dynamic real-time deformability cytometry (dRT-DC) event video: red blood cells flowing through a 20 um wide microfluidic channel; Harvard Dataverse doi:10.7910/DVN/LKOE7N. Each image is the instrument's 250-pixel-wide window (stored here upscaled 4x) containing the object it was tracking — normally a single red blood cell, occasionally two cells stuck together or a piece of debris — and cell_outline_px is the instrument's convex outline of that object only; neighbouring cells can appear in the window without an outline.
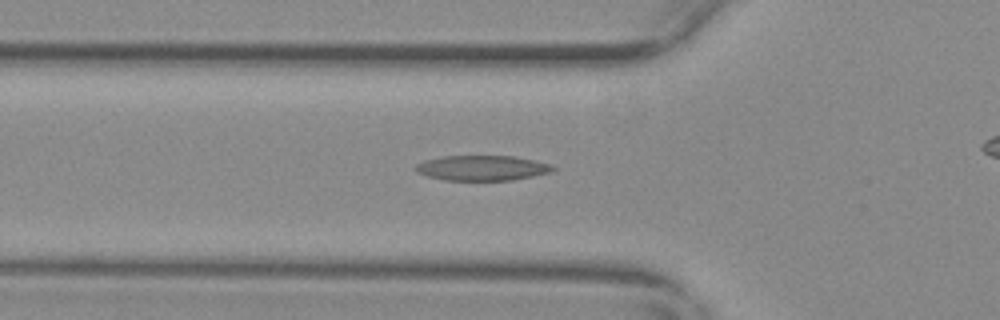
{"species": "common noctule bat (a hibernating species)", "species_latin": "Nyctalus noctula", "temperature_condition": "warm", "stored_images_in_passage": 39, "camera_frame_rate_fps": 3000, "um_per_image_px": 0.085, "animal": {"sex": "female", "body_mass_g": 29.2, "forearm_length_mm": 56.3}, "frame": {"image": 1, "passage_image": 10, "time_ms": 3.0, "image_size_px": [1000, 320], "cell_outline_px": [[556, 168], [552, 172], [512, 180], [444, 180], [428, 176], [416, 172], [412, 168], [416, 164], [424, 160], [444, 156], [512, 156], [552, 164]], "centroid_in_image_um": [40.95, 14.28], "position_along_channel_um": 84.8, "area_um2": 20.11}}
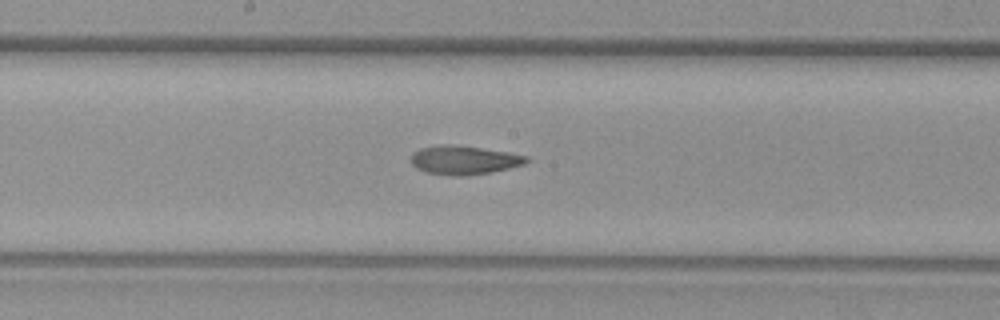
{"frame": {"image": 2, "passage_image": 20, "time_ms": 6.333, "image_size_px": [1000, 320], "cell_outline_px": [[532, 160], [524, 164], [508, 168], [468, 176], [452, 176], [424, 172], [416, 168], [412, 164], [412, 152], [420, 148], [440, 144], [456, 144], [508, 152], [528, 156]], "centroid_in_image_um": [39.43, 13.6], "position_along_channel_um": 208.8, "area_um2": 19.59}}
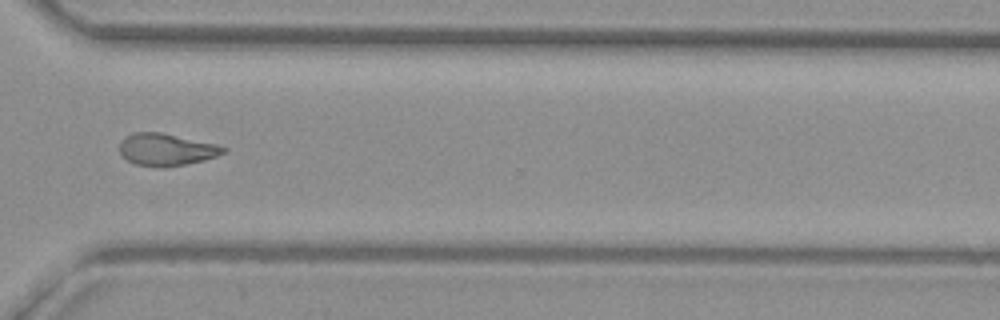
{"frame": {"image": 3, "passage_image": 32, "time_ms": 10.333, "image_size_px": [1000, 320], "cell_outline_px": [[228, 148], [224, 152], [216, 156], [204, 160], [164, 168], [156, 168], [136, 164], [128, 160], [120, 152], [120, 140], [124, 136], [132, 132], [160, 132], [216, 144]], "centroid_in_image_um": [14.1, 12.71], "position_along_channel_um": 356.5, "area_um2": 19.48}, "authors_computed_cell_mechanics": {"area_um2": 19.652, "velocity_mm_per_s": 3.6991, "shape_relaxation_time_tau1_ms": null, "shape_relaxation_time_tau2_ms": 2.4112, "deformation_change_tau1": null, "deformation_change_tau2": 0.0887}}